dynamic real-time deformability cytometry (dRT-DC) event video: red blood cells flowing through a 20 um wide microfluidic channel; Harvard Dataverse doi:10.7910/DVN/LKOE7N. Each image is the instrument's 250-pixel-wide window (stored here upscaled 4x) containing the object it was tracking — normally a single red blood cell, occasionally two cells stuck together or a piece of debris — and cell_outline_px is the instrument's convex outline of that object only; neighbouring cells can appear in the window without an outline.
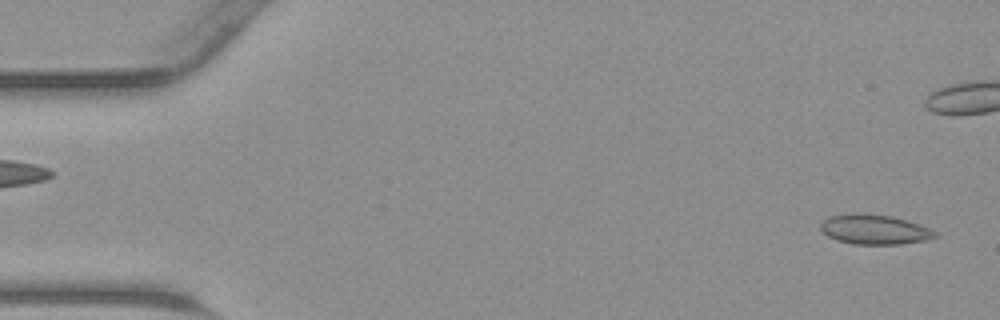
{"species": "common noctule bat (a hibernating species)", "species_latin": "Nyctalus noctula", "temperature_condition": "warm", "stored_images_in_passage": 44, "camera_frame_rate_fps": 3000, "um_per_image_px": 0.085, "animal": {"sex": "male", "body_mass_g": 23.1, "forearm_length_mm": 52.7}, "frame": {"image": 1, "passage_image": 1, "time_ms": 0.0, "image_size_px": [1000, 320], "cell_outline_px": [[936, 236], [928, 240], [900, 244], [852, 244], [836, 240], [828, 236], [820, 228], [820, 224], [828, 216], [852, 212], [856, 212], [892, 216], [908, 220], [920, 224], [936, 232]], "centroid_in_image_um": [74.31, 19.49], "position_along_channel_um": 10.7, "area_um2": 20.06}}
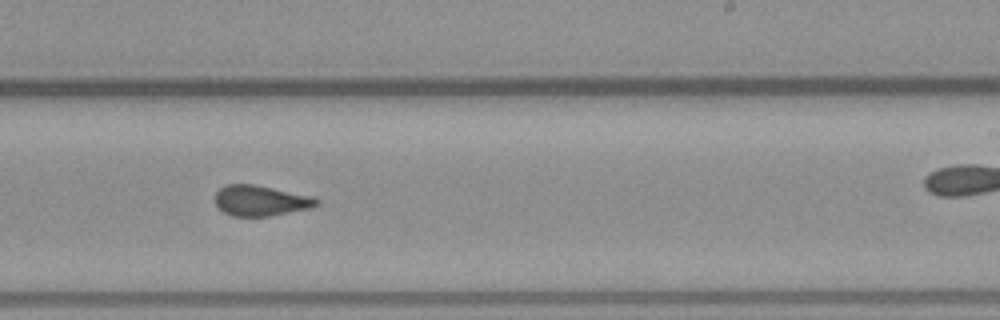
{"frame": {"image": 2, "passage_image": 26, "time_ms": 8.333, "image_size_px": [1000, 320], "cell_outline_px": [[320, 204], [312, 208], [272, 216], [232, 216], [224, 212], [216, 204], [216, 192], [220, 188], [228, 184], [252, 184], [312, 196], [320, 200]], "centroid_in_image_um": [22.2, 17.06], "position_along_channel_um": 266.8, "area_um2": 18.03}}
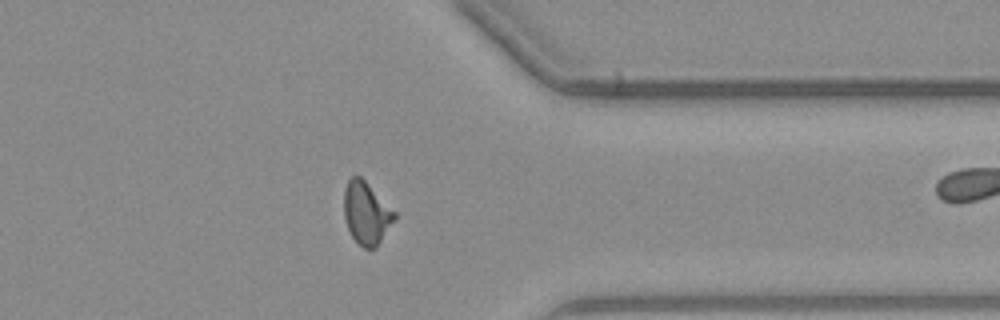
{"frame": {"image": 3, "passage_image": 34, "time_ms": 11.0, "image_size_px": [1000, 320], "cell_outline_px": [[396, 216], [376, 248], [364, 248], [352, 236], [348, 228], [344, 216], [344, 188], [348, 180], [352, 176], [360, 176], [396, 212]], "centroid_in_image_um": [31.13, 18.1], "position_along_channel_um": 380.3, "area_um2": 18.03}}